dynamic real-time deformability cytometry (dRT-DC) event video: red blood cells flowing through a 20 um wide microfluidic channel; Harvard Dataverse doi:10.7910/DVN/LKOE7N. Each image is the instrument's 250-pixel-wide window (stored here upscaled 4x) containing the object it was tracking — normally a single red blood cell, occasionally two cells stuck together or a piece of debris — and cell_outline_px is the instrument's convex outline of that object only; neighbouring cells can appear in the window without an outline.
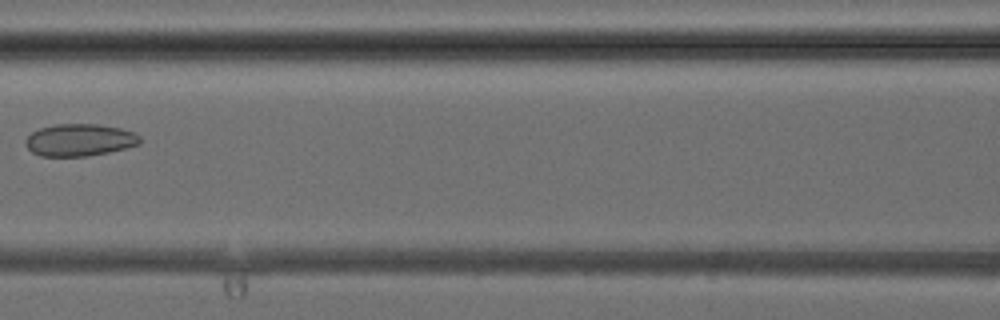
{"species": "common noctule bat (a hibernating species)", "species_latin": "Nyctalus noctula", "temperature_condition": "cold", "stored_images_in_passage": 5, "camera_frame_rate_fps": 3000, "um_per_image_px": 0.085, "animal": {"sex": "female", "body_mass_g": 24.6, "forearm_length_mm": 56.2}, "frame": {"image": 1, "passage_image": 5, "time_ms": 5.333, "image_size_px": [1000, 320], "cell_outline_px": [[140, 144], [108, 152], [88, 156], [40, 156], [32, 152], [24, 144], [24, 140], [32, 132], [40, 128], [56, 124], [100, 124], [120, 128], [132, 132], [140, 136]], "centroid_in_image_um": [6.74, 11.9], "position_along_channel_um": 159.9, "area_um2": 21.44}}